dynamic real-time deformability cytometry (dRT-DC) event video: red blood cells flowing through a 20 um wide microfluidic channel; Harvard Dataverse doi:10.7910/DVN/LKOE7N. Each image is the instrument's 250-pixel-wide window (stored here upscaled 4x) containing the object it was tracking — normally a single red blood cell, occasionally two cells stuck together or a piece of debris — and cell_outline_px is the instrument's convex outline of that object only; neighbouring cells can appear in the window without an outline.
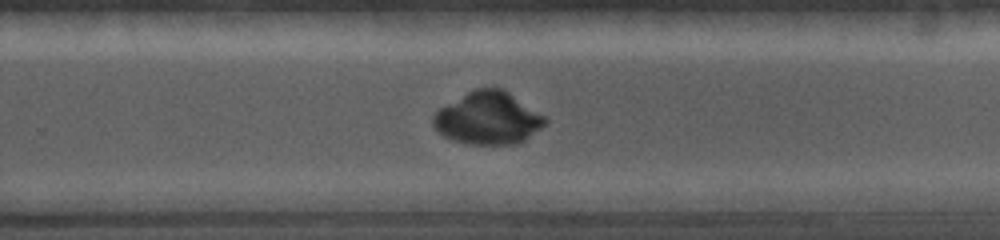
{"species": "common noctule bat (a hibernating species)", "species_latin": "Nyctalus noctula", "temperature_condition": "cold", "stored_images_in_passage": 52, "camera_frame_rate_fps": 5000, "um_per_image_px": 0.085, "animal": {"sex": "female", "body_mass_g": 19.0, "forearm_length_mm": 56.7}, "frame": {"image": 1, "passage_image": 40, "time_ms": 5.0, "image_size_px": [1000, 240], "cell_outline_px": [[548, 120], [540, 128], [524, 140], [516, 144], [468, 144], [452, 140], [444, 136], [432, 124], [432, 116], [440, 108], [468, 92], [476, 88], [504, 88], [544, 116]], "centroid_in_image_um": [41.47, 10.05], "position_along_channel_um": 288.3, "area_um2": 33.87}}
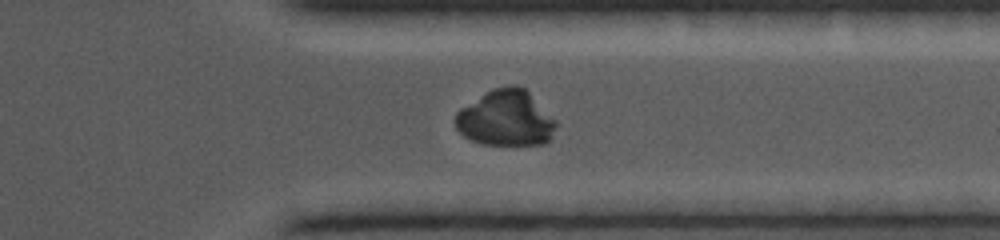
{"frame": {"image": 2, "passage_image": 48, "time_ms": 6.8, "image_size_px": [1000, 240], "cell_outline_px": [[556, 124], [552, 136], [544, 144], [484, 144], [472, 140], [464, 136], [456, 128], [456, 112], [460, 108], [492, 88], [508, 84], [516, 84], [524, 88], [556, 120]], "centroid_in_image_um": [42.98, 10.03], "position_along_channel_um": 368.4, "area_um2": 32.54}}
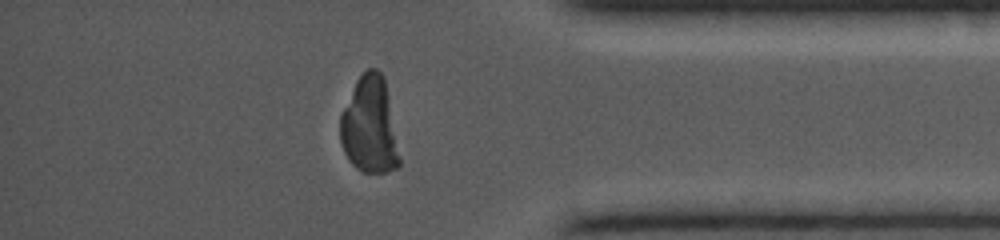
{"frame": {"image": 3, "passage_image": 52, "time_ms": 7.8, "image_size_px": [1000, 240], "cell_outline_px": [[400, 164], [396, 168], [384, 172], [364, 172], [356, 168], [352, 164], [344, 152], [340, 140], [340, 116], [356, 80], [368, 68], [376, 68], [384, 76], [400, 160]], "centroid_in_image_um": [31.4, 10.67], "position_along_channel_um": 403.8, "area_um2": 32.89}}